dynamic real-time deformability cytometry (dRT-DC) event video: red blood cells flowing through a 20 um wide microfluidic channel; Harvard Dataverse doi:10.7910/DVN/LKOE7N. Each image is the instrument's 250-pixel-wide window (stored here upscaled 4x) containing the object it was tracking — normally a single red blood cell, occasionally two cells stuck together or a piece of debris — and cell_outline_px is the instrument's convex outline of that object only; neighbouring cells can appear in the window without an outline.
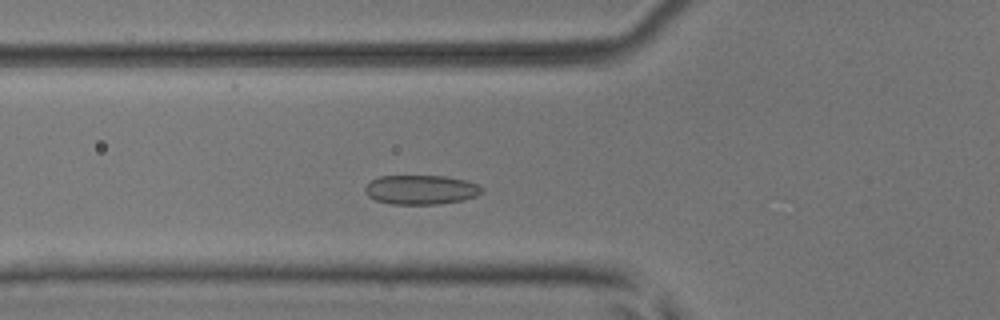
{"species": "common noctule bat (a hibernating species)", "species_latin": "Nyctalus noctula", "temperature_condition": "room temperature", "stored_images_in_passage": 47, "camera_frame_rate_fps": 3000, "um_per_image_px": 0.085, "animal": {"sex": "male", "body_mass_g": 17.9, "forearm_length_mm": 54.2}, "frame": {"image": 1, "passage_image": 13, "time_ms": 4.0, "image_size_px": [1000, 320], "cell_outline_px": [[484, 192], [476, 196], [464, 200], [440, 204], [392, 204], [376, 200], [368, 196], [364, 192], [364, 188], [372, 180], [380, 176], [448, 176], [468, 180], [480, 184], [484, 188]], "centroid_in_image_um": [35.85, 16.12], "position_along_channel_um": 89.9, "area_um2": 20.29}}
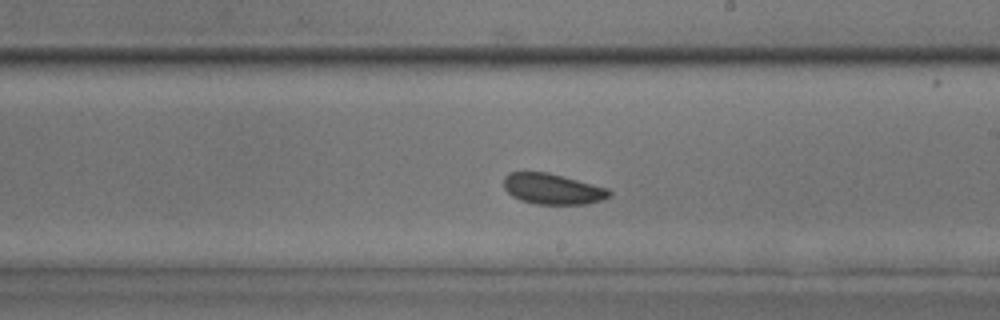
{"frame": {"image": 2, "passage_image": 25, "time_ms": 8.0, "image_size_px": [1000, 320], "cell_outline_px": [[612, 196], [600, 200], [584, 204], [536, 204], [520, 200], [512, 196], [504, 188], [504, 176], [508, 172], [548, 172], [608, 188], [612, 192]], "centroid_in_image_um": [46.96, 16.06], "position_along_channel_um": 242.0, "area_um2": 18.9}}
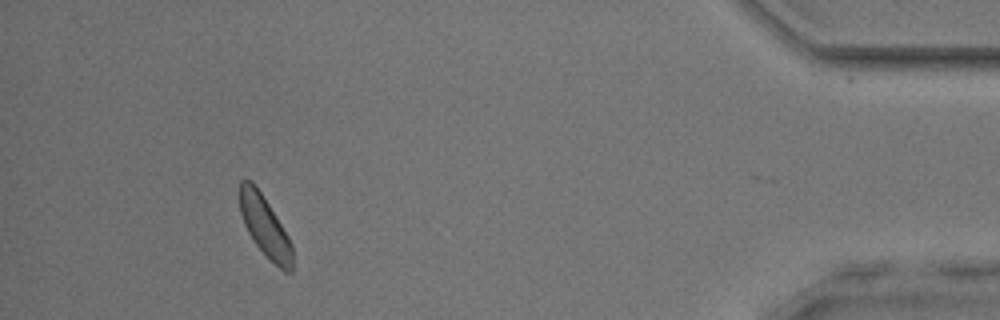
{"frame": {"image": 3, "passage_image": 43, "time_ms": 14.0, "image_size_px": [1000, 320], "cell_outline_px": [[292, 272], [284, 272], [256, 244], [248, 232], [244, 224], [240, 212], [240, 180], [252, 180], [268, 204], [288, 236], [292, 244]], "centroid_in_image_um": [22.51, 19.23], "position_along_channel_um": 412.7, "area_um2": 18.03}, "authors_computed_cell_mechanics": {"area_um2": 19.2474, "velocity_mm_per_s": 3.8173, "shape_relaxation_time_tau1_ms": 5.3458, "shape_relaxation_time_tau2_ms": 3.7442, "deformation_change_tau1": 0.0727, "deformation_change_tau2": 0.0958}}